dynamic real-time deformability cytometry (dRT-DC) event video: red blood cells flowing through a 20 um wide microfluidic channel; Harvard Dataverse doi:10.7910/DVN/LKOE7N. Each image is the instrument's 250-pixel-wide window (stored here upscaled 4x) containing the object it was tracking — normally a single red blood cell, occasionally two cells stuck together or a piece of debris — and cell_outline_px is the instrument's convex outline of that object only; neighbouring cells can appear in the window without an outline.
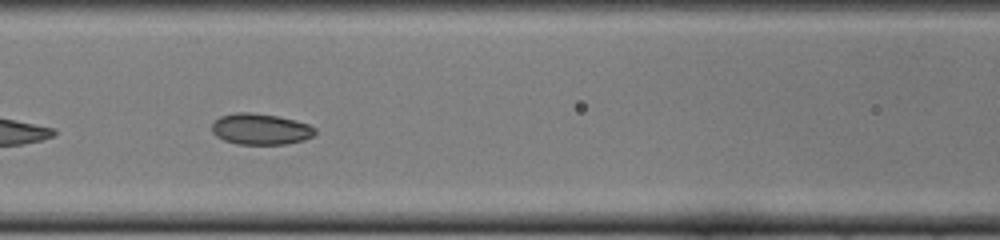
{"species": "common noctule bat (a hibernating species)", "species_latin": "Nyctalus noctula", "temperature_condition": "cold", "stored_images_in_passage": 11, "camera_frame_rate_fps": 3000, "um_per_image_px": 0.085, "animal": {"sex": "female", "body_mass_g": 22.0, "forearm_length_mm": 56.7}, "frame": {"image": 1, "passage_image": 8, "time_ms": 2.333, "image_size_px": [1000, 240], "cell_outline_px": [[316, 132], [312, 136], [304, 140], [284, 144], [236, 144], [224, 140], [216, 136], [212, 132], [212, 124], [220, 116], [236, 112], [252, 112], [280, 116], [308, 124], [316, 128]], "centroid_in_image_um": [22.14, 10.97], "position_along_channel_um": 144.5, "area_um2": 18.79}}